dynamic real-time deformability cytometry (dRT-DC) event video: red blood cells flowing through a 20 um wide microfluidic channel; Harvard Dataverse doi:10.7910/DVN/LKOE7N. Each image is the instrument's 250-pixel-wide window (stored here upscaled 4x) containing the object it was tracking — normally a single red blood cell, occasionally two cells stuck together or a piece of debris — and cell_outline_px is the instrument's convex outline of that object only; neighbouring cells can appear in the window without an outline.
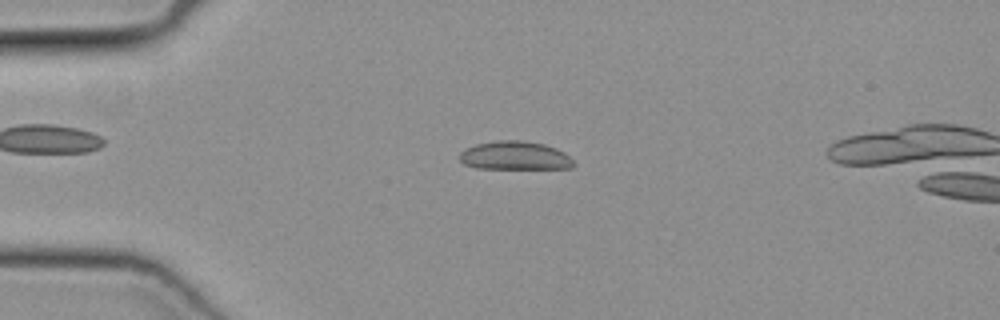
{"species": "common noctule bat (a hibernating species)", "species_latin": "Nyctalus noctula", "temperature_condition": "cold", "stored_images_in_passage": 41, "camera_frame_rate_fps": 3000, "um_per_image_px": 0.085, "animal": {"sex": "female", "body_mass_g": 19.3, "forearm_length_mm": 54.1}, "frame": {"image": 1, "passage_image": 3, "time_ms": 0.667, "image_size_px": [1000, 320], "cell_outline_px": [[572, 168], [476, 168], [464, 164], [460, 160], [460, 152], [464, 148], [476, 144], [496, 140], [524, 140], [544, 144], [556, 148], [564, 152], [572, 160]], "centroid_in_image_um": [43.72, 13.21], "position_along_channel_um": 41.3, "area_um2": 18.9}}
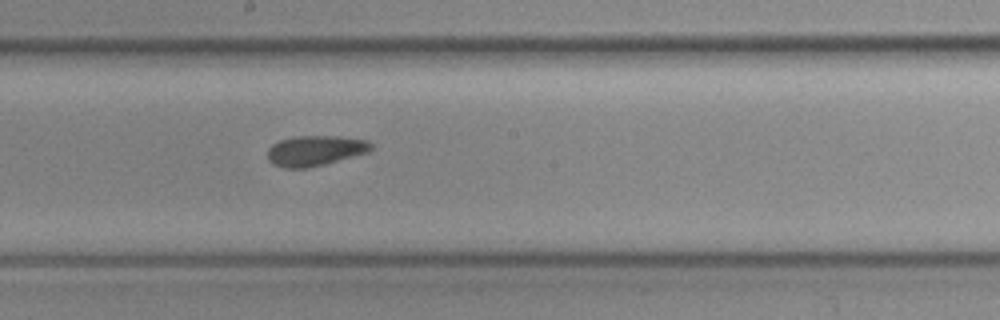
{"frame": {"image": 2, "passage_image": 18, "time_ms": 5.667, "image_size_px": [1000, 320], "cell_outline_px": [[372, 148], [368, 152], [324, 164], [308, 168], [284, 168], [272, 164], [268, 160], [268, 148], [272, 144], [280, 140], [296, 136], [340, 136], [368, 140], [372, 144]], "centroid_in_image_um": [26.77, 12.8], "position_along_channel_um": 221.4, "area_um2": 18.32}}
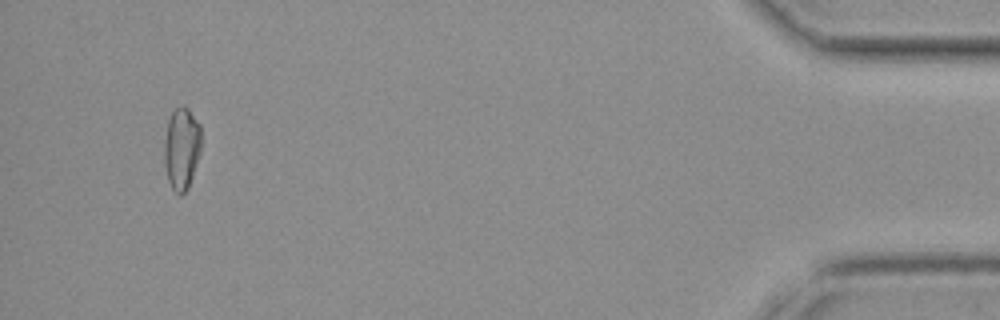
{"frame": {"image": 3, "passage_image": 38, "time_ms": 12.333, "image_size_px": [1000, 320], "cell_outline_px": [[200, 152], [188, 188], [180, 196], [176, 196], [168, 180], [164, 164], [164, 144], [168, 120], [172, 112], [176, 108], [184, 104], [188, 108], [200, 124]], "centroid_in_image_um": [15.43, 12.62], "position_along_channel_um": 419.8, "area_um2": 17.74}}